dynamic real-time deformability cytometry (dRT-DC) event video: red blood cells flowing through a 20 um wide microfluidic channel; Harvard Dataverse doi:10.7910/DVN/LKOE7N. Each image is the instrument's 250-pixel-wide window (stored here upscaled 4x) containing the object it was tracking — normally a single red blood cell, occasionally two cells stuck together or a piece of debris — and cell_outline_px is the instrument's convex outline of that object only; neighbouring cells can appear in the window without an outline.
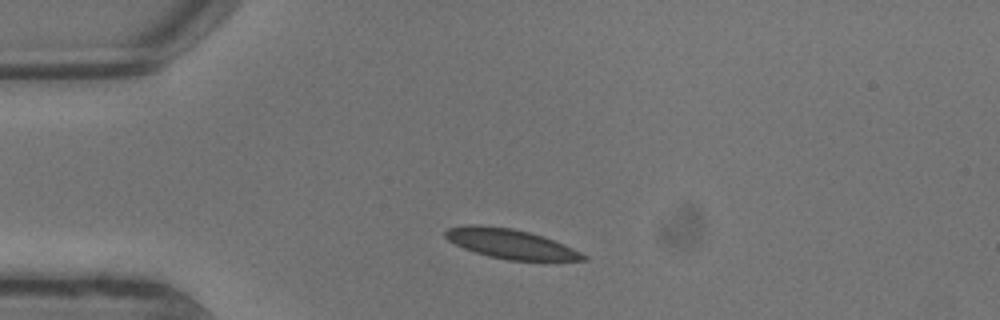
{"species": "common noctule bat (a hibernating species)", "species_latin": "Nyctalus noctula", "temperature_condition": "warm", "stored_images_in_passage": 2, "camera_frame_rate_fps": 3000, "um_per_image_px": 0.085, "animal": {"sex": "male", "body_mass_g": 13.3}, "frame": {"image": 1, "passage_image": 1, "time_ms": 0.0, "image_size_px": [1000, 320], "cell_outline_px": [[588, 260], [508, 260], [488, 256], [464, 248], [448, 240], [444, 236], [444, 232], [448, 228], [468, 224], [480, 224], [512, 228], [544, 236], [572, 248], [588, 256]], "centroid_in_image_um": [43.37, 20.71], "position_along_channel_um": 41.6, "area_um2": 23.64}}